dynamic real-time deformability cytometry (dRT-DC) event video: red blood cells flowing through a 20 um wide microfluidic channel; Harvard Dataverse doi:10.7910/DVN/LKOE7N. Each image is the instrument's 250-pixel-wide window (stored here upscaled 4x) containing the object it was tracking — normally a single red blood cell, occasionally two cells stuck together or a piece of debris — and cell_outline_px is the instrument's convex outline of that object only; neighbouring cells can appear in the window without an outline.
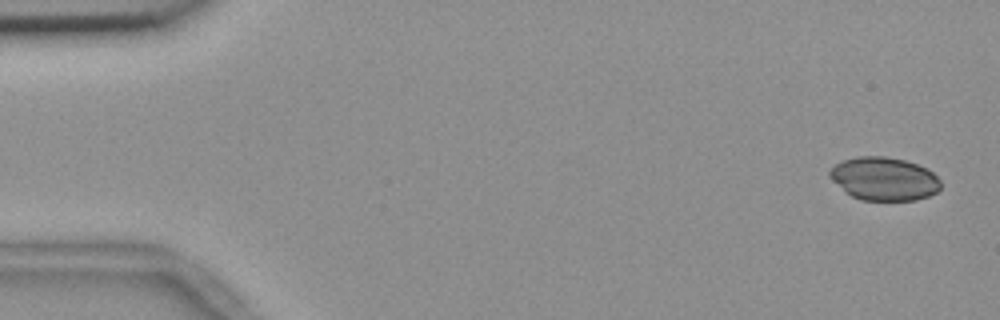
{"species": "common noctule bat (a hibernating species)", "species_latin": "Nyctalus noctula", "temperature_condition": "room temperature", "stored_images_in_passage": 5, "camera_frame_rate_fps": 3000, "um_per_image_px": 0.085, "animal": {"sex": "female", "body_mass_g": 18.4}, "frame": {"image": 1, "passage_image": 1, "time_ms": 0.0, "image_size_px": [1000, 320], "cell_outline_px": [[940, 188], [936, 192], [928, 196], [916, 200], [860, 200], [844, 192], [828, 176], [828, 172], [836, 164], [844, 160], [856, 156], [884, 156], [904, 160], [928, 168], [940, 180]], "centroid_in_image_um": [75.13, 15.2], "position_along_channel_um": 9.9, "area_um2": 28.03}}
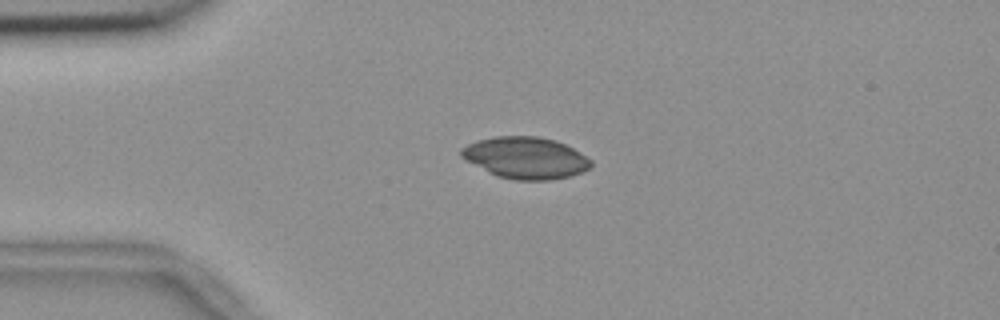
{"frame": {"image": 2, "passage_image": 4, "time_ms": 1.0, "image_size_px": [1000, 320], "cell_outline_px": [[592, 164], [588, 168], [580, 172], [568, 176], [548, 180], [512, 180], [496, 176], [488, 172], [460, 156], [460, 148], [476, 140], [496, 136], [536, 136], [556, 140], [572, 148], [592, 160]], "centroid_in_image_um": [44.64, 13.41], "position_along_channel_um": 40.4, "area_um2": 31.33}}